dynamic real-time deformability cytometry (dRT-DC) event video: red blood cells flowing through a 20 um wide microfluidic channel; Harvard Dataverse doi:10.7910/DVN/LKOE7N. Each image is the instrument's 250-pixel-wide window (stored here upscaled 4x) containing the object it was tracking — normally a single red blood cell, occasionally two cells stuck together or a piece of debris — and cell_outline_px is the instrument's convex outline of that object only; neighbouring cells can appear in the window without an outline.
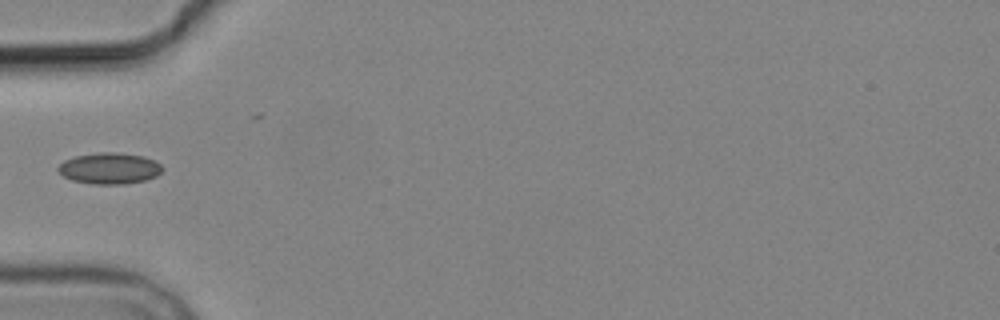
{"species": "common noctule bat (a hibernating species)", "species_latin": "Nyctalus noctula", "temperature_condition": "cold", "stored_images_in_passage": 4, "camera_frame_rate_fps": 3000, "um_per_image_px": 0.085, "animal": {"sex": "male", "body_mass_g": 19.2, "forearm_length_mm": 51.8}, "frame": {"image": 1, "passage_image": 4, "time_ms": 4.333, "image_size_px": [1000, 320], "cell_outline_px": [[164, 168], [156, 176], [144, 180], [124, 184], [92, 184], [72, 180], [64, 176], [56, 168], [64, 160], [76, 156], [100, 152], [116, 152], [144, 156], [160, 164]], "centroid_in_image_um": [9.3, 14.31], "position_along_channel_um": 75.7, "area_um2": 18.84}}